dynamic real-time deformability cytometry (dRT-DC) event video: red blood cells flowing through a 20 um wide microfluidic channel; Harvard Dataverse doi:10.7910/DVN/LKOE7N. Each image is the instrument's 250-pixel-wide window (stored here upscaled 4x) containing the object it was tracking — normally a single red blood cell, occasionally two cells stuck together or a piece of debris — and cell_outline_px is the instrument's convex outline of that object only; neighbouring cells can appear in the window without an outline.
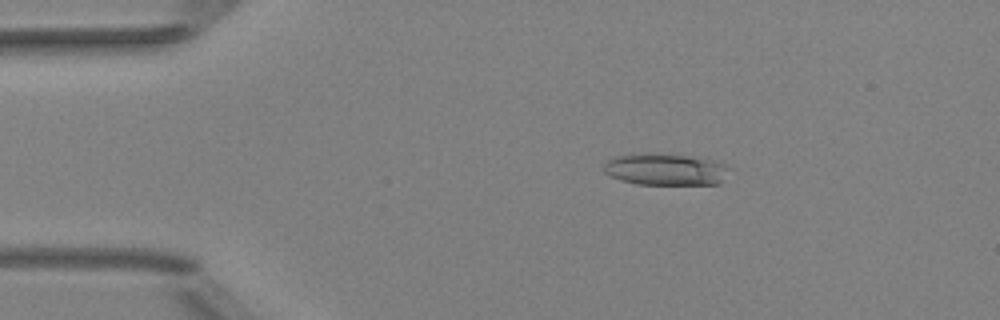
{"species": "Egyptian fruit bat (a non-hibernating species)", "species_latin": "Rousettus aegyptiacus", "temperature_condition": "room temperature", "stored_images_in_passage": 7, "camera_frame_rate_fps": 3000, "um_per_image_px": 0.085, "animal": {"sex": "female"}, "frame": {"image": 1, "passage_image": 3, "time_ms": 0.667, "image_size_px": [1000, 320], "cell_outline_px": [[732, 168], [720, 184], [636, 184], [620, 180], [604, 172], [604, 160], [616, 156], [644, 152], [684, 156], [712, 160], [724, 164]], "centroid_in_image_um": [56.55, 14.4], "position_along_channel_um": 28.5, "area_um2": 23.35}}
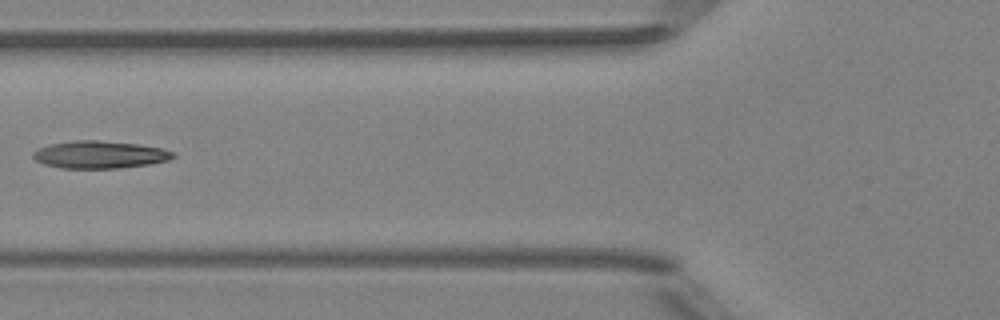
{"frame": {"image": 2, "passage_image": 6, "time_ms": 1.667, "image_size_px": [1000, 320], "cell_outline_px": [[176, 156], [168, 160], [148, 164], [116, 168], [60, 168], [44, 164], [36, 160], [32, 156], [32, 152], [48, 144], [72, 140], [100, 140], [136, 144], [164, 148], [176, 152]], "centroid_in_image_um": [8.48, 13.13], "position_along_channel_um": 117.3, "area_um2": 22.48}}
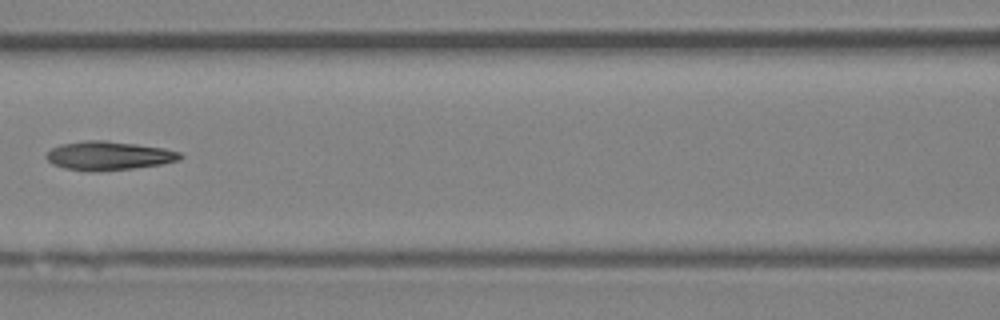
{"frame": {"image": 3, "passage_image": 7, "time_ms": 2.0, "image_size_px": [1000, 320], "cell_outline_px": [[184, 156], [176, 160], [160, 164], [132, 168], [64, 168], [52, 164], [44, 156], [52, 148], [60, 144], [84, 140], [104, 140], [136, 144], [164, 148], [180, 152]], "centroid_in_image_um": [9.24, 13.17], "position_along_channel_um": 157.4, "area_um2": 21.39}}